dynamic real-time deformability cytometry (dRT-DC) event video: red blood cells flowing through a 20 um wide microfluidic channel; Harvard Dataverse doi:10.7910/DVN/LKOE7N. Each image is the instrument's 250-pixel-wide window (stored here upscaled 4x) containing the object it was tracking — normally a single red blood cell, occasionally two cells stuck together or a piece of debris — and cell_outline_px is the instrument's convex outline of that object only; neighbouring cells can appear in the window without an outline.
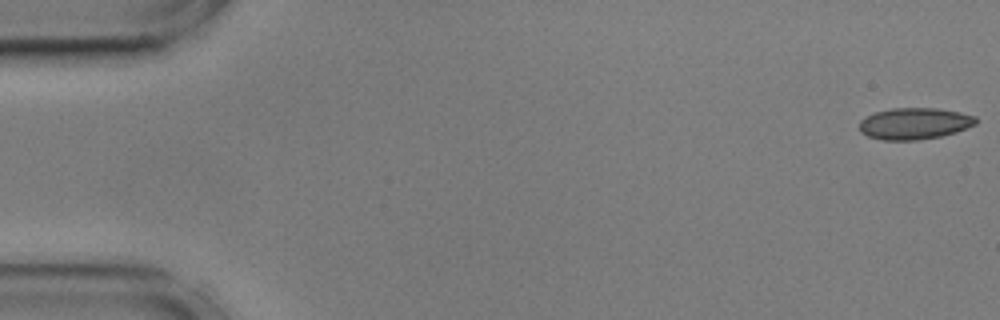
{"species": "common noctule bat (a hibernating species)", "species_latin": "Nyctalus noctula", "temperature_condition": "cold", "stored_images_in_passage": 7, "camera_frame_rate_fps": 3000, "um_per_image_px": 0.085, "animal": {"sex": "male", "body_mass_g": 17.9, "forearm_length_mm": 54.2}, "frame": {"image": 1, "passage_image": 1, "time_ms": 0.0, "image_size_px": [1000, 320], "cell_outline_px": [[980, 120], [976, 124], [956, 132], [940, 136], [916, 140], [884, 140], [868, 136], [860, 132], [860, 120], [876, 112], [892, 108], [936, 108], [960, 112], [976, 116]], "centroid_in_image_um": [77.77, 10.5], "position_along_channel_um": 7.2, "area_um2": 21.39}}